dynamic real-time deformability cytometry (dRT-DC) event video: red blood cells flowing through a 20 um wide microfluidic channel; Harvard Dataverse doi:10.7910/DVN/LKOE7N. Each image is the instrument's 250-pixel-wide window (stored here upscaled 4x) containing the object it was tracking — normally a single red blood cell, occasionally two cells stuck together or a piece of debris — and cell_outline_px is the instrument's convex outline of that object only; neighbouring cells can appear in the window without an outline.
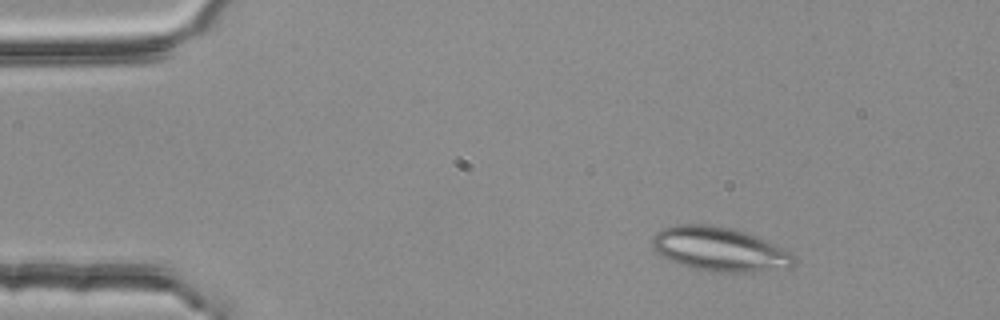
{"species": "common noctule bat (a hibernating species)", "species_latin": "Nyctalus noctula", "temperature_condition": "room temperature", "stored_images_in_passage": 5, "segment_of_instrument_passage": [1, 2], "camera_frame_rate_fps": 3000, "um_per_image_px": 0.085, "animal": {"sex": "female", "body_mass_g": 25.1}, "frame": {"image": 1, "passage_image": 1, "time_ms": 0.0, "image_size_px": [1000, 320], "cell_outline_px": [[796, 264], [788, 268], [744, 272], [708, 272], [680, 264], [668, 260], [660, 256], [652, 244], [652, 236], [660, 228], [676, 224], [712, 224], [732, 228], [756, 236], [796, 256]], "centroid_in_image_um": [61.11, 21.18], "position_along_channel_um": 23.9, "area_um2": 36.47}}